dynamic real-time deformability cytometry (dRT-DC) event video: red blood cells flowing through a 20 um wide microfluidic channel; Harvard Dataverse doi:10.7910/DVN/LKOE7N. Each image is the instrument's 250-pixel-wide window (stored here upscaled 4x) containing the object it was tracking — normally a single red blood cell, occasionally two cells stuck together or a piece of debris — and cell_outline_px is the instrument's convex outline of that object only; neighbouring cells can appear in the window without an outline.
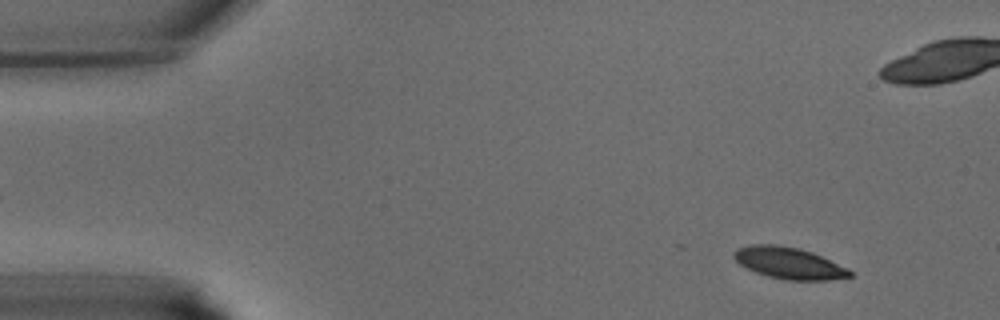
{"species": "common noctule bat (a hibernating species)", "species_latin": "Nyctalus noctula", "temperature_condition": "warm", "stored_images_in_passage": 41, "camera_frame_rate_fps": 3000, "um_per_image_px": 0.085, "animal": {"sex": "male", "body_mass_g": 15.6}, "frame": {"image": 1, "passage_image": 3, "time_ms": 0.667, "image_size_px": [1000, 320], "cell_outline_px": [[852, 276], [828, 280], [784, 280], [768, 276], [756, 272], [740, 264], [732, 256], [732, 252], [736, 248], [752, 244], [776, 244], [800, 248], [812, 252], [848, 268], [852, 272]], "centroid_in_image_um": [67.04, 22.35], "position_along_channel_um": 18.0, "area_um2": 21.39}}
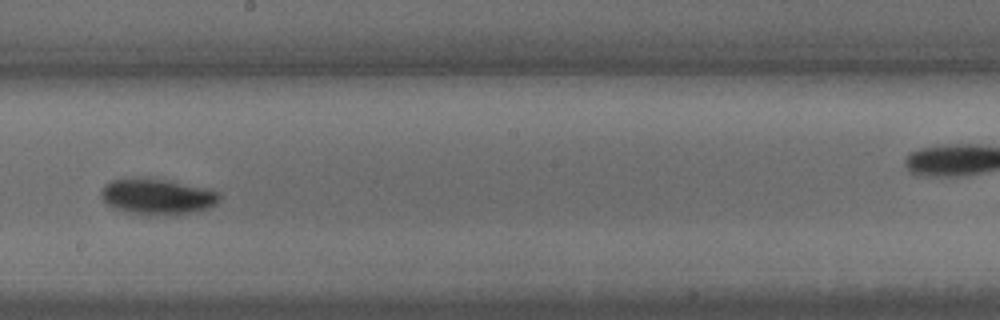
{"frame": {"image": 2, "passage_image": 22, "time_ms": 7.0, "image_size_px": [1000, 320], "cell_outline_px": [[220, 200], [216, 204], [208, 208], [192, 212], [128, 212], [116, 208], [108, 204], [100, 196], [100, 192], [104, 184], [112, 180], [164, 180], [204, 188], [220, 192]], "centroid_in_image_um": [13.38, 16.69], "position_along_channel_um": 234.8, "area_um2": 23.0}}
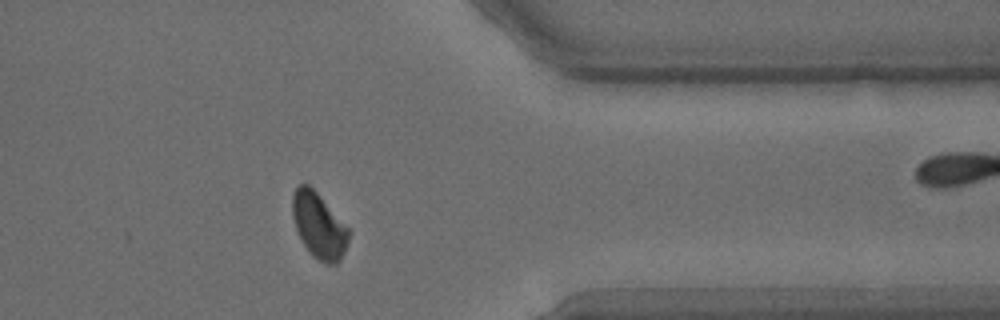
{"frame": {"image": 3, "passage_image": 32, "time_ms": 10.333, "image_size_px": [1000, 320], "cell_outline_px": [[348, 240], [344, 252], [340, 260], [336, 264], [324, 264], [312, 256], [304, 244], [296, 228], [292, 216], [292, 192], [300, 184], [308, 184], [316, 192], [348, 228]], "centroid_in_image_um": [27.08, 19.19], "position_along_channel_um": 384.3, "area_um2": 21.1}}